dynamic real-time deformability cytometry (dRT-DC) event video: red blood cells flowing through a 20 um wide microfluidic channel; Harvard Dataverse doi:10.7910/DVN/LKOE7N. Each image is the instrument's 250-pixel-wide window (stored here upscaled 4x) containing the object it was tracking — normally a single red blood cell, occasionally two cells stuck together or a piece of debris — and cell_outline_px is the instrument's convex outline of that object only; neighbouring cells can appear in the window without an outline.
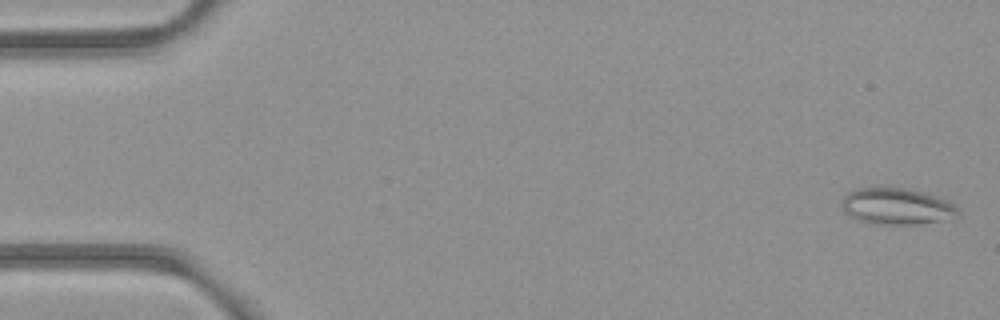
{"species": "common noctule bat (a hibernating species)", "species_latin": "Nyctalus noctula", "temperature_condition": "room temperature", "stored_images_in_passage": 4, "camera_frame_rate_fps": 3000, "um_per_image_px": 0.085, "animal": {"sex": "female", "body_mass_g": 21.9}, "frame": {"image": 1, "passage_image": 4, "time_ms": 3.667, "image_size_px": [1000, 320], "cell_outline_px": [[960, 216], [916, 224], [868, 224], [844, 212], [840, 204], [844, 196], [848, 192], [860, 188], [904, 188], [924, 192], [948, 200], [960, 212]], "centroid_in_image_um": [76.2, 17.54], "position_along_channel_um": 8.8, "area_um2": 24.51}}